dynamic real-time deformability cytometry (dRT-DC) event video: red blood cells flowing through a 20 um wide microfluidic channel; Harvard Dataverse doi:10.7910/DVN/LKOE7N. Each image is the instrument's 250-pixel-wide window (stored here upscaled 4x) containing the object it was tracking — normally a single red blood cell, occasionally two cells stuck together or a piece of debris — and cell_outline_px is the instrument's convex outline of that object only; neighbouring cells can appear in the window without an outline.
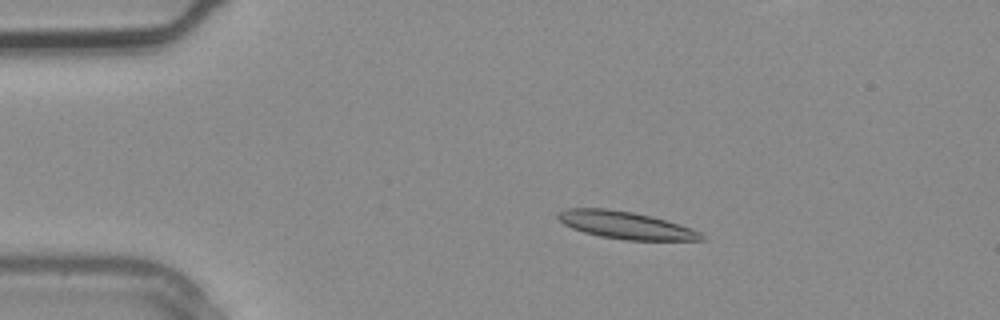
{"species": "common noctule bat (a hibernating species)", "species_latin": "Nyctalus noctula", "temperature_condition": "warm", "stored_images_in_passage": 3, "camera_frame_rate_fps": 3000, "um_per_image_px": 0.085, "animal": {"sex": "male", "body_mass_g": 20.4}, "frame": {"image": 1, "passage_image": 2, "time_ms": 0.333, "image_size_px": [1000, 320], "cell_outline_px": [[704, 240], [624, 240], [600, 236], [584, 232], [572, 228], [564, 224], [556, 216], [560, 212], [568, 208], [604, 208], [632, 212], [652, 216], [692, 228], [700, 232], [704, 236]], "centroid_in_image_um": [53.19, 19.14], "position_along_channel_um": 31.8, "area_um2": 22.72}}